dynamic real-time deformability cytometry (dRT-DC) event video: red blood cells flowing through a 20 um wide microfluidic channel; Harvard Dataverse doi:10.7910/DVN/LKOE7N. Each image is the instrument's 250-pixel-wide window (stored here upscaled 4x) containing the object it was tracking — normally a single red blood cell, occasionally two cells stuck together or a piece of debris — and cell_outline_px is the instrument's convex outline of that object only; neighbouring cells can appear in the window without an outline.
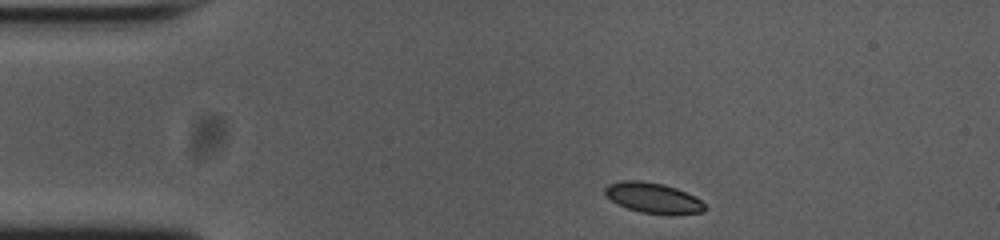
{"species": "common noctule bat (a hibernating species)", "species_latin": "Nyctalus noctula", "temperature_condition": "cold", "stored_images_in_passage": 46, "camera_frame_rate_fps": 3000, "um_per_image_px": 0.085, "animal": {"sex": "female", "body_mass_g": 23.0, "forearm_length_mm": 53.4}, "frame": {"image": 1, "passage_image": 1, "time_ms": 0.0, "image_size_px": [1000, 240], "cell_outline_px": [[704, 212], [640, 212], [616, 204], [604, 192], [604, 188], [608, 184], [624, 180], [640, 180], [664, 184], [676, 188], [700, 200], [704, 204]], "centroid_in_image_um": [55.42, 16.77], "position_along_channel_um": 29.6, "area_um2": 16.88}}
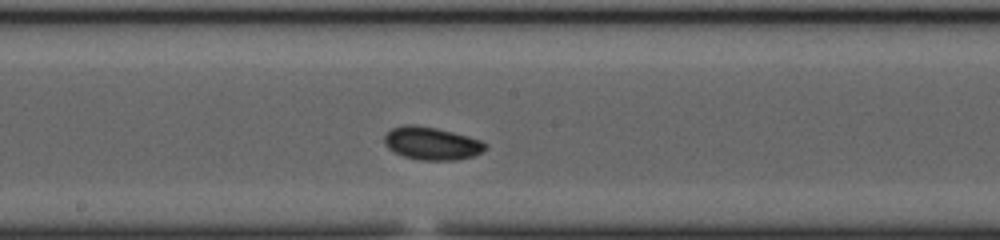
{"frame": {"image": 2, "passage_image": 20, "time_ms": 6.333, "image_size_px": [1000, 240], "cell_outline_px": [[488, 148], [484, 152], [472, 156], [456, 160], [420, 160], [404, 156], [388, 148], [384, 144], [384, 136], [392, 128], [404, 124], [416, 124], [436, 128], [468, 136], [480, 140], [488, 144]], "centroid_in_image_um": [36.71, 12.18], "position_along_channel_um": 211.5, "area_um2": 19.42}}
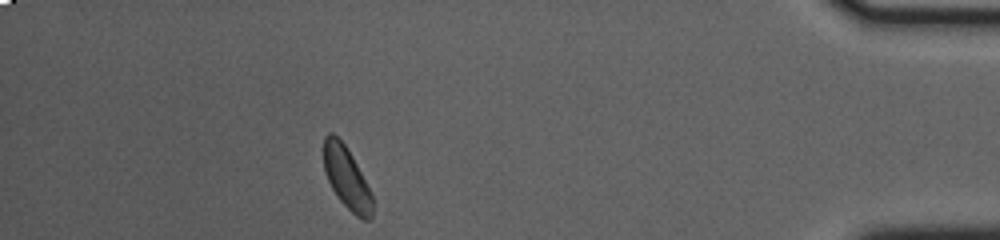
{"frame": {"image": 3, "passage_image": 40, "time_ms": 13.0, "image_size_px": [1000, 240], "cell_outline_px": [[372, 216], [368, 220], [364, 220], [356, 216], [340, 200], [332, 188], [324, 172], [324, 136], [328, 132], [332, 132], [344, 144], [352, 156], [372, 196]], "centroid_in_image_um": [29.44, 15.11], "position_along_channel_um": 405.8, "area_um2": 17.17}, "authors_computed_cell_mechanics": {"area_um2": 18.2359, "velocity_mm_per_s": 3.708, "shape_relaxation_time_tau1_ms": 3.0616, "shape_relaxation_time_tau2_ms": null, "deformation_change_tau1": 0.08, "deformation_change_tau2": null}}